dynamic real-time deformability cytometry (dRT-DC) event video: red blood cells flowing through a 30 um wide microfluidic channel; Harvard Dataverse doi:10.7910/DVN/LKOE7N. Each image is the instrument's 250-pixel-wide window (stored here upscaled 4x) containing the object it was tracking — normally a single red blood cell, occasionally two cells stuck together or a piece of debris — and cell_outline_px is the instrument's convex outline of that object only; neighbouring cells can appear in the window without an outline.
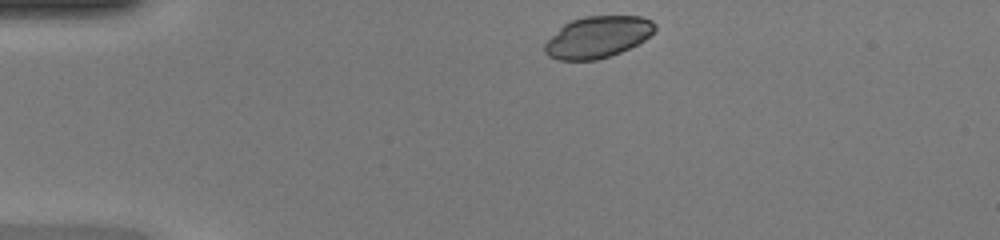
{"species": "common noctule bat (a hibernating species)", "species_latin": "Nyctalus noctula", "temperature_condition": "warm", "stored_images_in_passage": 39, "camera_frame_rate_fps": 3000, "um_per_image_px": 0.085, "animal": {"sex": "female", "body_mass_g": 20.0, "forearm_length_mm": 54.0}, "frame": {"image": 1, "passage_image": 1, "time_ms": 0.0, "image_size_px": [1000, 240], "cell_outline_px": [[656, 28], [640, 44], [620, 52], [596, 60], [556, 60], [548, 56], [544, 52], [544, 44], [564, 24], [572, 20], [584, 16], [640, 16], [652, 20], [656, 24]], "centroid_in_image_um": [50.81, 3.15], "position_along_channel_um": 34.2, "area_um2": 26.65}}
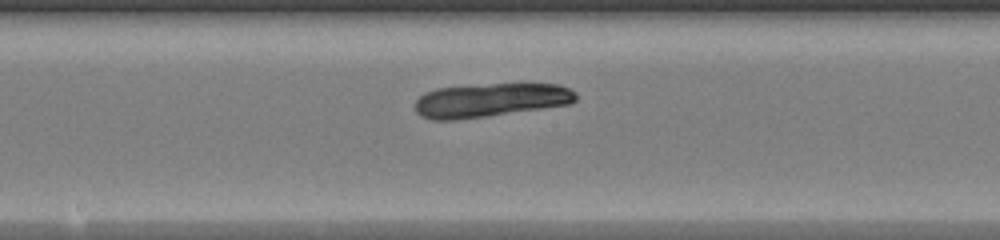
{"frame": {"image": 2, "passage_image": 17, "time_ms": 5.333, "image_size_px": [1000, 240], "cell_outline_px": [[576, 100], [572, 104], [488, 116], [456, 120], [432, 120], [420, 116], [416, 112], [416, 100], [424, 92], [436, 88], [492, 84], [560, 84], [576, 92]], "centroid_in_image_um": [41.69, 8.52], "position_along_channel_um": 206.5, "area_um2": 31.73}}
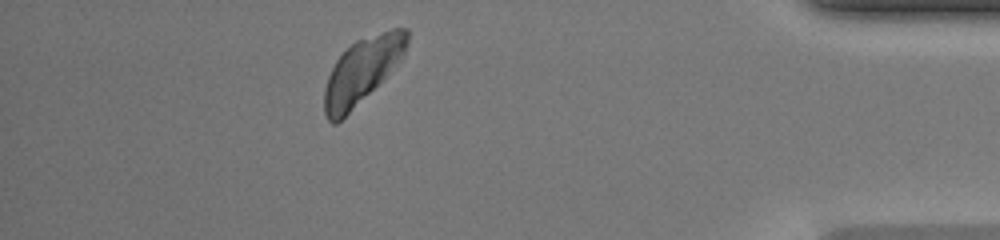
{"frame": {"image": 3, "passage_image": 34, "time_ms": 11.0, "image_size_px": [1000, 240], "cell_outline_px": [[408, 44], [400, 60], [336, 124], [332, 124], [328, 120], [324, 112], [324, 88], [328, 76], [336, 60], [356, 40], [392, 28], [408, 28]], "centroid_in_image_um": [30.75, 5.97], "position_along_channel_um": 404.4, "area_um2": 30.4}}